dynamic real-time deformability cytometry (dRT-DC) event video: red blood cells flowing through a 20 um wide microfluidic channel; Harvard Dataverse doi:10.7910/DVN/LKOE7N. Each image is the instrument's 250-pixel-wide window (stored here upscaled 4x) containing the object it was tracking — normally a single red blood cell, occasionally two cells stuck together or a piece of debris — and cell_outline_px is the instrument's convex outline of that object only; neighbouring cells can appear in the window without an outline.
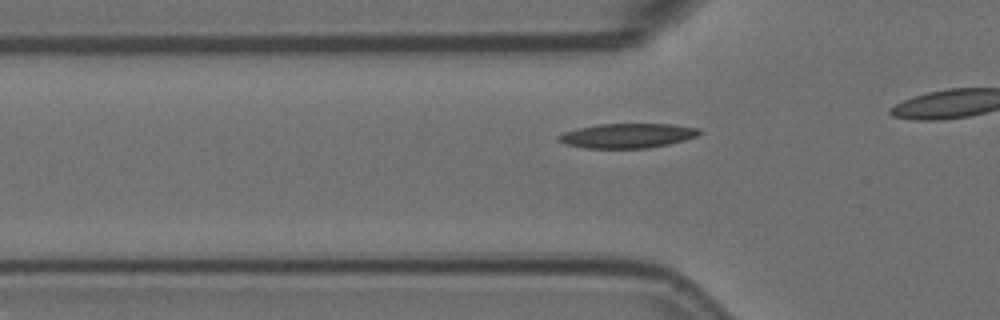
{"species": "Egyptian fruit bat (a non-hibernating species)", "species_latin": "Rousettus aegyptiacus", "temperature_condition": "room temperature", "stored_images_in_passage": 30, "camera_frame_rate_fps": 3000, "um_per_image_px": 0.085, "animal": {"sex": "female"}, "frame": {"image": 1, "passage_image": 4, "time_ms": 1.0, "image_size_px": [1000, 320], "cell_outline_px": [[700, 132], [696, 136], [684, 140], [668, 144], [648, 148], [584, 148], [568, 144], [556, 140], [556, 136], [564, 132], [580, 128], [600, 124], [672, 124], [700, 128]], "centroid_in_image_um": [53.32, 11.53], "position_along_channel_um": 72.5, "area_um2": 20.0}}
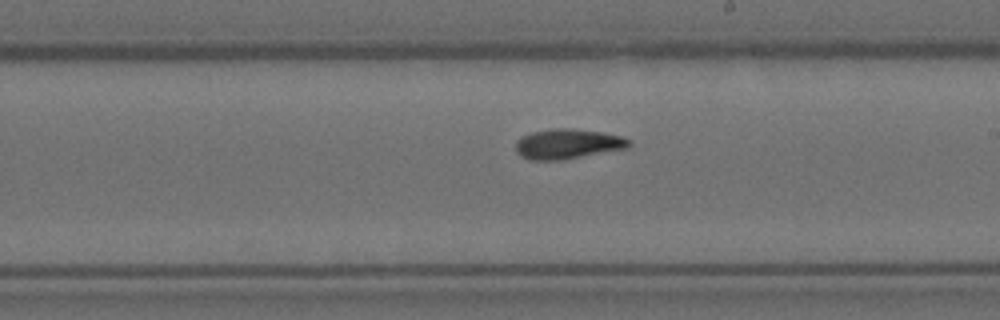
{"frame": {"image": 2, "passage_image": 18, "time_ms": 5.667, "image_size_px": [1000, 320], "cell_outline_px": [[632, 148], [564, 160], [528, 160], [520, 156], [516, 152], [516, 140], [520, 136], [532, 132], [552, 128], [572, 128], [604, 132], [624, 136], [632, 140]], "centroid_in_image_um": [48.32, 12.24], "position_along_channel_um": 240.7, "area_um2": 20.58}}
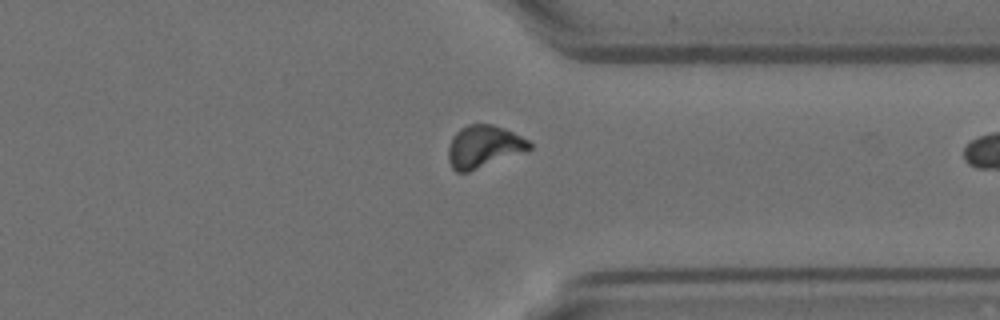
{"frame": {"image": 3, "passage_image": 29, "time_ms": 9.333, "image_size_px": [1000, 320], "cell_outline_px": [[532, 148], [528, 152], [468, 172], [456, 172], [452, 168], [448, 160], [448, 148], [452, 136], [460, 128], [468, 124], [492, 124], [504, 128], [528, 140], [532, 144]], "centroid_in_image_um": [41.13, 12.47], "position_along_channel_um": 370.3, "area_um2": 20.35}}